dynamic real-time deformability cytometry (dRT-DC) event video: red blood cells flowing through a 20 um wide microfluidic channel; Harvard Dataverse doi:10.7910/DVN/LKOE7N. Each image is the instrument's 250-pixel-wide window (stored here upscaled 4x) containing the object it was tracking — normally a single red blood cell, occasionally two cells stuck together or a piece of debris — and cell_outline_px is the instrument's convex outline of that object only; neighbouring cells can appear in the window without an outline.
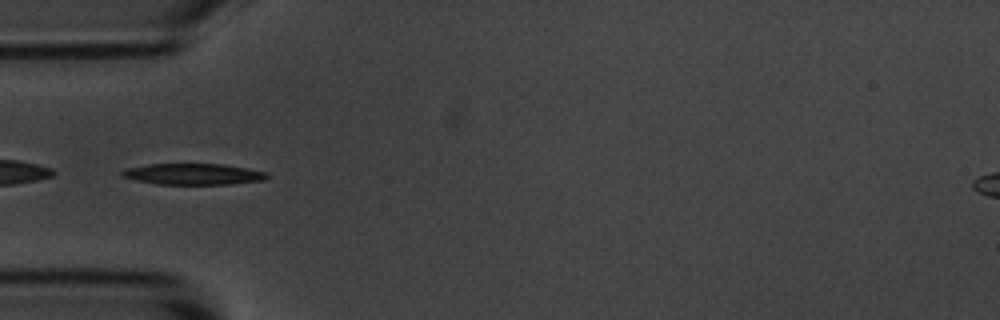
{"species": "common noctule bat (a hibernating species)", "species_latin": "Nyctalus noctula", "temperature_condition": "room temperature", "stored_images_in_passage": 53, "camera_frame_rate_fps": 3000, "um_per_image_px": 0.085, "animal": {"sex": "male", "body_mass_g": 20.1, "forearm_length_mm": 53.5}, "frame": {"image": 1, "passage_image": 15, "time_ms": 4.667, "image_size_px": [1000, 320], "cell_outline_px": [[268, 176], [264, 180], [228, 184], [156, 184], [136, 180], [120, 176], [120, 172], [128, 168], [148, 164], [224, 164], [268, 172]], "centroid_in_image_um": [16.42, 14.8], "position_along_channel_um": 68.6, "area_um2": 17.8}}
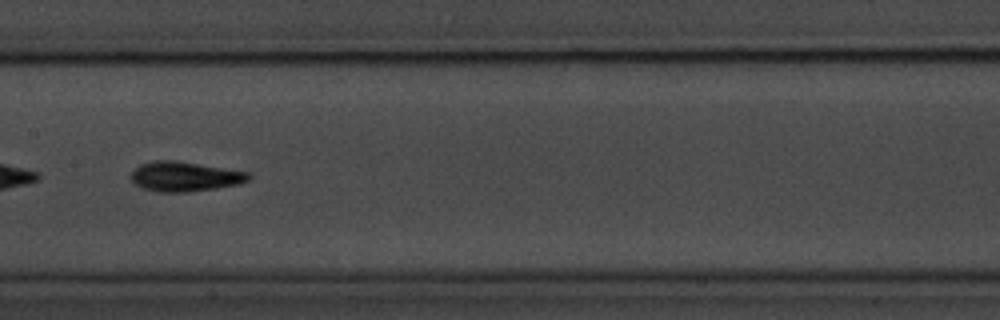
{"frame": {"image": 2, "passage_image": 25, "time_ms": 8.0, "image_size_px": [1000, 320], "cell_outline_px": [[252, 176], [248, 180], [240, 184], [216, 188], [188, 192], [160, 192], [140, 188], [132, 180], [132, 172], [140, 164], [152, 160], [176, 160], [248, 172]], "centroid_in_image_um": [15.7, 15.0], "position_along_channel_um": 191.7, "area_um2": 20.4}}
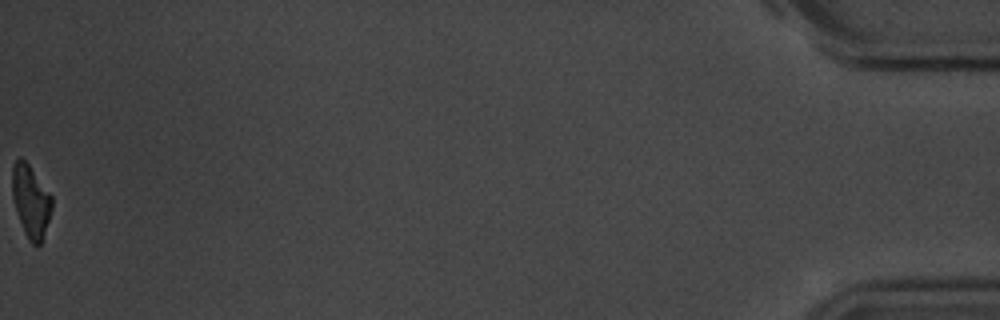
{"frame": {"image": 3, "passage_image": 53, "time_ms": 17.333, "image_size_px": [1000, 320], "cell_outline_px": [[52, 208], [40, 244], [32, 244], [28, 240], [20, 220], [12, 196], [12, 164], [20, 156], [28, 164], [52, 196]], "centroid_in_image_um": [2.6, 17.06], "position_along_channel_um": 432.6, "area_um2": 16.3}, "authors_computed_cell_mechanics": {"area_um2": 19.0162, "velocity_mm_per_s": 3.672, "shape_relaxation_time_tau1_ms": 2.523, "shape_relaxation_time_tau2_ms": 5.4486, "deformation_change_tau1": 0.1385, "deformation_change_tau2": 0.1341}}